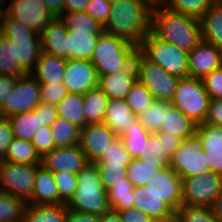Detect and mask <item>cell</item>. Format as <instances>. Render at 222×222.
Instances as JSON below:
<instances>
[{
	"label": "cell",
	"mask_w": 222,
	"mask_h": 222,
	"mask_svg": "<svg viewBox=\"0 0 222 222\" xmlns=\"http://www.w3.org/2000/svg\"><path fill=\"white\" fill-rule=\"evenodd\" d=\"M143 158L146 159V162L157 164L162 169L170 167L171 157L166 153L164 138L158 132L150 133Z\"/></svg>",
	"instance_id": "42"
},
{
	"label": "cell",
	"mask_w": 222,
	"mask_h": 222,
	"mask_svg": "<svg viewBox=\"0 0 222 222\" xmlns=\"http://www.w3.org/2000/svg\"><path fill=\"white\" fill-rule=\"evenodd\" d=\"M126 176L134 187L145 186L162 168L157 164L146 162L145 158L131 159L126 166Z\"/></svg>",
	"instance_id": "34"
},
{
	"label": "cell",
	"mask_w": 222,
	"mask_h": 222,
	"mask_svg": "<svg viewBox=\"0 0 222 222\" xmlns=\"http://www.w3.org/2000/svg\"><path fill=\"white\" fill-rule=\"evenodd\" d=\"M8 3L6 14L39 35L56 18L43 0H10Z\"/></svg>",
	"instance_id": "13"
},
{
	"label": "cell",
	"mask_w": 222,
	"mask_h": 222,
	"mask_svg": "<svg viewBox=\"0 0 222 222\" xmlns=\"http://www.w3.org/2000/svg\"><path fill=\"white\" fill-rule=\"evenodd\" d=\"M59 18L69 32L102 33L103 26L86 12L64 11Z\"/></svg>",
	"instance_id": "36"
},
{
	"label": "cell",
	"mask_w": 222,
	"mask_h": 222,
	"mask_svg": "<svg viewBox=\"0 0 222 222\" xmlns=\"http://www.w3.org/2000/svg\"><path fill=\"white\" fill-rule=\"evenodd\" d=\"M68 32L61 19L56 17L40 34L42 51L67 59Z\"/></svg>",
	"instance_id": "23"
},
{
	"label": "cell",
	"mask_w": 222,
	"mask_h": 222,
	"mask_svg": "<svg viewBox=\"0 0 222 222\" xmlns=\"http://www.w3.org/2000/svg\"><path fill=\"white\" fill-rule=\"evenodd\" d=\"M151 32L188 53L202 40L200 20L161 5L152 7Z\"/></svg>",
	"instance_id": "2"
},
{
	"label": "cell",
	"mask_w": 222,
	"mask_h": 222,
	"mask_svg": "<svg viewBox=\"0 0 222 222\" xmlns=\"http://www.w3.org/2000/svg\"><path fill=\"white\" fill-rule=\"evenodd\" d=\"M152 7L147 0H120L112 5L103 29L139 46L151 31Z\"/></svg>",
	"instance_id": "1"
},
{
	"label": "cell",
	"mask_w": 222,
	"mask_h": 222,
	"mask_svg": "<svg viewBox=\"0 0 222 222\" xmlns=\"http://www.w3.org/2000/svg\"><path fill=\"white\" fill-rule=\"evenodd\" d=\"M89 160L80 145L56 147L42 157V164L52 173L70 172L78 174L89 164Z\"/></svg>",
	"instance_id": "15"
},
{
	"label": "cell",
	"mask_w": 222,
	"mask_h": 222,
	"mask_svg": "<svg viewBox=\"0 0 222 222\" xmlns=\"http://www.w3.org/2000/svg\"><path fill=\"white\" fill-rule=\"evenodd\" d=\"M134 62L137 68V79L154 99L171 102L180 78L169 74L159 65L151 63L139 51L135 55Z\"/></svg>",
	"instance_id": "8"
},
{
	"label": "cell",
	"mask_w": 222,
	"mask_h": 222,
	"mask_svg": "<svg viewBox=\"0 0 222 222\" xmlns=\"http://www.w3.org/2000/svg\"><path fill=\"white\" fill-rule=\"evenodd\" d=\"M175 213L182 206V179L170 168H163L146 185Z\"/></svg>",
	"instance_id": "17"
},
{
	"label": "cell",
	"mask_w": 222,
	"mask_h": 222,
	"mask_svg": "<svg viewBox=\"0 0 222 222\" xmlns=\"http://www.w3.org/2000/svg\"><path fill=\"white\" fill-rule=\"evenodd\" d=\"M3 160L35 166L42 164V157L31 141L18 138L12 140Z\"/></svg>",
	"instance_id": "31"
},
{
	"label": "cell",
	"mask_w": 222,
	"mask_h": 222,
	"mask_svg": "<svg viewBox=\"0 0 222 222\" xmlns=\"http://www.w3.org/2000/svg\"><path fill=\"white\" fill-rule=\"evenodd\" d=\"M26 72L13 59L12 45L2 34L0 35V75L21 77Z\"/></svg>",
	"instance_id": "44"
},
{
	"label": "cell",
	"mask_w": 222,
	"mask_h": 222,
	"mask_svg": "<svg viewBox=\"0 0 222 222\" xmlns=\"http://www.w3.org/2000/svg\"><path fill=\"white\" fill-rule=\"evenodd\" d=\"M138 46L128 40L103 31L91 58L98 76L115 74L127 69L133 62Z\"/></svg>",
	"instance_id": "4"
},
{
	"label": "cell",
	"mask_w": 222,
	"mask_h": 222,
	"mask_svg": "<svg viewBox=\"0 0 222 222\" xmlns=\"http://www.w3.org/2000/svg\"><path fill=\"white\" fill-rule=\"evenodd\" d=\"M152 6L161 5L164 0H147Z\"/></svg>",
	"instance_id": "65"
},
{
	"label": "cell",
	"mask_w": 222,
	"mask_h": 222,
	"mask_svg": "<svg viewBox=\"0 0 222 222\" xmlns=\"http://www.w3.org/2000/svg\"><path fill=\"white\" fill-rule=\"evenodd\" d=\"M202 40L222 51V3L215 0L200 19Z\"/></svg>",
	"instance_id": "26"
},
{
	"label": "cell",
	"mask_w": 222,
	"mask_h": 222,
	"mask_svg": "<svg viewBox=\"0 0 222 222\" xmlns=\"http://www.w3.org/2000/svg\"><path fill=\"white\" fill-rule=\"evenodd\" d=\"M133 208L147 214L156 222H175V212L146 186L134 187Z\"/></svg>",
	"instance_id": "20"
},
{
	"label": "cell",
	"mask_w": 222,
	"mask_h": 222,
	"mask_svg": "<svg viewBox=\"0 0 222 222\" xmlns=\"http://www.w3.org/2000/svg\"><path fill=\"white\" fill-rule=\"evenodd\" d=\"M118 213L122 222H156L147 214L136 208H128Z\"/></svg>",
	"instance_id": "56"
},
{
	"label": "cell",
	"mask_w": 222,
	"mask_h": 222,
	"mask_svg": "<svg viewBox=\"0 0 222 222\" xmlns=\"http://www.w3.org/2000/svg\"><path fill=\"white\" fill-rule=\"evenodd\" d=\"M101 33L68 32L67 59L91 60Z\"/></svg>",
	"instance_id": "28"
},
{
	"label": "cell",
	"mask_w": 222,
	"mask_h": 222,
	"mask_svg": "<svg viewBox=\"0 0 222 222\" xmlns=\"http://www.w3.org/2000/svg\"><path fill=\"white\" fill-rule=\"evenodd\" d=\"M125 101L132 113L138 117L141 113L146 111L155 99L137 79L126 95Z\"/></svg>",
	"instance_id": "43"
},
{
	"label": "cell",
	"mask_w": 222,
	"mask_h": 222,
	"mask_svg": "<svg viewBox=\"0 0 222 222\" xmlns=\"http://www.w3.org/2000/svg\"><path fill=\"white\" fill-rule=\"evenodd\" d=\"M170 168L181 179L210 171L201 139L196 133L181 140L179 148L171 156Z\"/></svg>",
	"instance_id": "9"
},
{
	"label": "cell",
	"mask_w": 222,
	"mask_h": 222,
	"mask_svg": "<svg viewBox=\"0 0 222 222\" xmlns=\"http://www.w3.org/2000/svg\"><path fill=\"white\" fill-rule=\"evenodd\" d=\"M68 93L63 83H40V99L42 103L56 106Z\"/></svg>",
	"instance_id": "49"
},
{
	"label": "cell",
	"mask_w": 222,
	"mask_h": 222,
	"mask_svg": "<svg viewBox=\"0 0 222 222\" xmlns=\"http://www.w3.org/2000/svg\"><path fill=\"white\" fill-rule=\"evenodd\" d=\"M59 193V205L67 204L77 188V174L70 172L53 173Z\"/></svg>",
	"instance_id": "48"
},
{
	"label": "cell",
	"mask_w": 222,
	"mask_h": 222,
	"mask_svg": "<svg viewBox=\"0 0 222 222\" xmlns=\"http://www.w3.org/2000/svg\"><path fill=\"white\" fill-rule=\"evenodd\" d=\"M136 80L137 68L133 62L127 69L118 73L99 76L98 87L109 99H125Z\"/></svg>",
	"instance_id": "21"
},
{
	"label": "cell",
	"mask_w": 222,
	"mask_h": 222,
	"mask_svg": "<svg viewBox=\"0 0 222 222\" xmlns=\"http://www.w3.org/2000/svg\"><path fill=\"white\" fill-rule=\"evenodd\" d=\"M99 76L89 60L67 59L63 85L68 93L85 94L98 86Z\"/></svg>",
	"instance_id": "14"
},
{
	"label": "cell",
	"mask_w": 222,
	"mask_h": 222,
	"mask_svg": "<svg viewBox=\"0 0 222 222\" xmlns=\"http://www.w3.org/2000/svg\"><path fill=\"white\" fill-rule=\"evenodd\" d=\"M131 160L127 152L123 140L117 136L109 145L107 151L95 164H121L128 165Z\"/></svg>",
	"instance_id": "46"
},
{
	"label": "cell",
	"mask_w": 222,
	"mask_h": 222,
	"mask_svg": "<svg viewBox=\"0 0 222 222\" xmlns=\"http://www.w3.org/2000/svg\"><path fill=\"white\" fill-rule=\"evenodd\" d=\"M68 211L66 204L35 205L27 203L24 212L25 222H65Z\"/></svg>",
	"instance_id": "30"
},
{
	"label": "cell",
	"mask_w": 222,
	"mask_h": 222,
	"mask_svg": "<svg viewBox=\"0 0 222 222\" xmlns=\"http://www.w3.org/2000/svg\"><path fill=\"white\" fill-rule=\"evenodd\" d=\"M15 138L31 141L39 128L38 115L32 111L8 117Z\"/></svg>",
	"instance_id": "37"
},
{
	"label": "cell",
	"mask_w": 222,
	"mask_h": 222,
	"mask_svg": "<svg viewBox=\"0 0 222 222\" xmlns=\"http://www.w3.org/2000/svg\"><path fill=\"white\" fill-rule=\"evenodd\" d=\"M149 135L150 133L137 118L133 122V126L120 136L131 159L144 157V148L149 140Z\"/></svg>",
	"instance_id": "32"
},
{
	"label": "cell",
	"mask_w": 222,
	"mask_h": 222,
	"mask_svg": "<svg viewBox=\"0 0 222 222\" xmlns=\"http://www.w3.org/2000/svg\"><path fill=\"white\" fill-rule=\"evenodd\" d=\"M77 188L66 204L68 210L101 216L111 210L98 166L89 163L77 174Z\"/></svg>",
	"instance_id": "3"
},
{
	"label": "cell",
	"mask_w": 222,
	"mask_h": 222,
	"mask_svg": "<svg viewBox=\"0 0 222 222\" xmlns=\"http://www.w3.org/2000/svg\"><path fill=\"white\" fill-rule=\"evenodd\" d=\"M38 115L39 127H51L58 117L56 106L40 102L34 109Z\"/></svg>",
	"instance_id": "53"
},
{
	"label": "cell",
	"mask_w": 222,
	"mask_h": 222,
	"mask_svg": "<svg viewBox=\"0 0 222 222\" xmlns=\"http://www.w3.org/2000/svg\"><path fill=\"white\" fill-rule=\"evenodd\" d=\"M66 61L67 59L42 51L30 73L39 83H63Z\"/></svg>",
	"instance_id": "24"
},
{
	"label": "cell",
	"mask_w": 222,
	"mask_h": 222,
	"mask_svg": "<svg viewBox=\"0 0 222 222\" xmlns=\"http://www.w3.org/2000/svg\"><path fill=\"white\" fill-rule=\"evenodd\" d=\"M117 135L103 123H88L81 128L79 145L90 163H96Z\"/></svg>",
	"instance_id": "16"
},
{
	"label": "cell",
	"mask_w": 222,
	"mask_h": 222,
	"mask_svg": "<svg viewBox=\"0 0 222 222\" xmlns=\"http://www.w3.org/2000/svg\"><path fill=\"white\" fill-rule=\"evenodd\" d=\"M222 67V51L201 40L190 52L188 71L190 77L203 78Z\"/></svg>",
	"instance_id": "18"
},
{
	"label": "cell",
	"mask_w": 222,
	"mask_h": 222,
	"mask_svg": "<svg viewBox=\"0 0 222 222\" xmlns=\"http://www.w3.org/2000/svg\"><path fill=\"white\" fill-rule=\"evenodd\" d=\"M99 169L102 184L106 191L118 182H126V166L121 164H96Z\"/></svg>",
	"instance_id": "47"
},
{
	"label": "cell",
	"mask_w": 222,
	"mask_h": 222,
	"mask_svg": "<svg viewBox=\"0 0 222 222\" xmlns=\"http://www.w3.org/2000/svg\"><path fill=\"white\" fill-rule=\"evenodd\" d=\"M202 82L210 99H222V67L204 76Z\"/></svg>",
	"instance_id": "51"
},
{
	"label": "cell",
	"mask_w": 222,
	"mask_h": 222,
	"mask_svg": "<svg viewBox=\"0 0 222 222\" xmlns=\"http://www.w3.org/2000/svg\"><path fill=\"white\" fill-rule=\"evenodd\" d=\"M111 7L112 5L108 4L105 0H91L85 12L104 26L111 13Z\"/></svg>",
	"instance_id": "52"
},
{
	"label": "cell",
	"mask_w": 222,
	"mask_h": 222,
	"mask_svg": "<svg viewBox=\"0 0 222 222\" xmlns=\"http://www.w3.org/2000/svg\"><path fill=\"white\" fill-rule=\"evenodd\" d=\"M38 166L0 161V191L24 199L31 198Z\"/></svg>",
	"instance_id": "11"
},
{
	"label": "cell",
	"mask_w": 222,
	"mask_h": 222,
	"mask_svg": "<svg viewBox=\"0 0 222 222\" xmlns=\"http://www.w3.org/2000/svg\"><path fill=\"white\" fill-rule=\"evenodd\" d=\"M210 97L202 79L195 77L180 78L171 100V105L182 111L196 125L205 123Z\"/></svg>",
	"instance_id": "7"
},
{
	"label": "cell",
	"mask_w": 222,
	"mask_h": 222,
	"mask_svg": "<svg viewBox=\"0 0 222 222\" xmlns=\"http://www.w3.org/2000/svg\"><path fill=\"white\" fill-rule=\"evenodd\" d=\"M31 143L36 148L41 157H43L46 153L52 151L55 146L53 142L51 127H39L37 132L34 134Z\"/></svg>",
	"instance_id": "50"
},
{
	"label": "cell",
	"mask_w": 222,
	"mask_h": 222,
	"mask_svg": "<svg viewBox=\"0 0 222 222\" xmlns=\"http://www.w3.org/2000/svg\"><path fill=\"white\" fill-rule=\"evenodd\" d=\"M105 1L110 5H114L115 3H117L120 0H105Z\"/></svg>",
	"instance_id": "66"
},
{
	"label": "cell",
	"mask_w": 222,
	"mask_h": 222,
	"mask_svg": "<svg viewBox=\"0 0 222 222\" xmlns=\"http://www.w3.org/2000/svg\"><path fill=\"white\" fill-rule=\"evenodd\" d=\"M43 2L55 17H59L64 12L65 0H43Z\"/></svg>",
	"instance_id": "61"
},
{
	"label": "cell",
	"mask_w": 222,
	"mask_h": 222,
	"mask_svg": "<svg viewBox=\"0 0 222 222\" xmlns=\"http://www.w3.org/2000/svg\"><path fill=\"white\" fill-rule=\"evenodd\" d=\"M108 96L97 86L83 94L85 122L103 123L108 104Z\"/></svg>",
	"instance_id": "29"
},
{
	"label": "cell",
	"mask_w": 222,
	"mask_h": 222,
	"mask_svg": "<svg viewBox=\"0 0 222 222\" xmlns=\"http://www.w3.org/2000/svg\"><path fill=\"white\" fill-rule=\"evenodd\" d=\"M17 77L0 75V109L9 93L13 91Z\"/></svg>",
	"instance_id": "57"
},
{
	"label": "cell",
	"mask_w": 222,
	"mask_h": 222,
	"mask_svg": "<svg viewBox=\"0 0 222 222\" xmlns=\"http://www.w3.org/2000/svg\"><path fill=\"white\" fill-rule=\"evenodd\" d=\"M205 123L222 126V99H210Z\"/></svg>",
	"instance_id": "55"
},
{
	"label": "cell",
	"mask_w": 222,
	"mask_h": 222,
	"mask_svg": "<svg viewBox=\"0 0 222 222\" xmlns=\"http://www.w3.org/2000/svg\"><path fill=\"white\" fill-rule=\"evenodd\" d=\"M6 222H25V221H24V218H23V219H21V220H16V221H6Z\"/></svg>",
	"instance_id": "68"
},
{
	"label": "cell",
	"mask_w": 222,
	"mask_h": 222,
	"mask_svg": "<svg viewBox=\"0 0 222 222\" xmlns=\"http://www.w3.org/2000/svg\"><path fill=\"white\" fill-rule=\"evenodd\" d=\"M3 16H4V13L2 11H0V29L2 27Z\"/></svg>",
	"instance_id": "67"
},
{
	"label": "cell",
	"mask_w": 222,
	"mask_h": 222,
	"mask_svg": "<svg viewBox=\"0 0 222 222\" xmlns=\"http://www.w3.org/2000/svg\"><path fill=\"white\" fill-rule=\"evenodd\" d=\"M211 208L217 221L222 222V191Z\"/></svg>",
	"instance_id": "62"
},
{
	"label": "cell",
	"mask_w": 222,
	"mask_h": 222,
	"mask_svg": "<svg viewBox=\"0 0 222 222\" xmlns=\"http://www.w3.org/2000/svg\"><path fill=\"white\" fill-rule=\"evenodd\" d=\"M175 222H218L212 208L182 205L175 213Z\"/></svg>",
	"instance_id": "45"
},
{
	"label": "cell",
	"mask_w": 222,
	"mask_h": 222,
	"mask_svg": "<svg viewBox=\"0 0 222 222\" xmlns=\"http://www.w3.org/2000/svg\"><path fill=\"white\" fill-rule=\"evenodd\" d=\"M158 134L164 138L166 153L171 157L173 153L179 148L182 139L165 132H158Z\"/></svg>",
	"instance_id": "59"
},
{
	"label": "cell",
	"mask_w": 222,
	"mask_h": 222,
	"mask_svg": "<svg viewBox=\"0 0 222 222\" xmlns=\"http://www.w3.org/2000/svg\"><path fill=\"white\" fill-rule=\"evenodd\" d=\"M170 106L169 101L155 100L137 118L149 133H157L163 125L164 113Z\"/></svg>",
	"instance_id": "40"
},
{
	"label": "cell",
	"mask_w": 222,
	"mask_h": 222,
	"mask_svg": "<svg viewBox=\"0 0 222 222\" xmlns=\"http://www.w3.org/2000/svg\"><path fill=\"white\" fill-rule=\"evenodd\" d=\"M27 203L35 205H59V193L54 175L43 165H39L36 169L33 193Z\"/></svg>",
	"instance_id": "22"
},
{
	"label": "cell",
	"mask_w": 222,
	"mask_h": 222,
	"mask_svg": "<svg viewBox=\"0 0 222 222\" xmlns=\"http://www.w3.org/2000/svg\"><path fill=\"white\" fill-rule=\"evenodd\" d=\"M51 131L55 148L79 144L81 127L75 123L58 116L51 125Z\"/></svg>",
	"instance_id": "35"
},
{
	"label": "cell",
	"mask_w": 222,
	"mask_h": 222,
	"mask_svg": "<svg viewBox=\"0 0 222 222\" xmlns=\"http://www.w3.org/2000/svg\"><path fill=\"white\" fill-rule=\"evenodd\" d=\"M1 34L12 45L13 59L26 73H30L42 52L40 35L11 19L6 13L3 16Z\"/></svg>",
	"instance_id": "5"
},
{
	"label": "cell",
	"mask_w": 222,
	"mask_h": 222,
	"mask_svg": "<svg viewBox=\"0 0 222 222\" xmlns=\"http://www.w3.org/2000/svg\"><path fill=\"white\" fill-rule=\"evenodd\" d=\"M91 0H65L64 11L85 12L86 7Z\"/></svg>",
	"instance_id": "60"
},
{
	"label": "cell",
	"mask_w": 222,
	"mask_h": 222,
	"mask_svg": "<svg viewBox=\"0 0 222 222\" xmlns=\"http://www.w3.org/2000/svg\"><path fill=\"white\" fill-rule=\"evenodd\" d=\"M40 102V83L31 73H26L17 78L13 91L0 109V116L8 118L17 113L32 111Z\"/></svg>",
	"instance_id": "12"
},
{
	"label": "cell",
	"mask_w": 222,
	"mask_h": 222,
	"mask_svg": "<svg viewBox=\"0 0 222 222\" xmlns=\"http://www.w3.org/2000/svg\"><path fill=\"white\" fill-rule=\"evenodd\" d=\"M57 114L79 127L87 125L85 122L83 95L67 93L66 96L56 105Z\"/></svg>",
	"instance_id": "33"
},
{
	"label": "cell",
	"mask_w": 222,
	"mask_h": 222,
	"mask_svg": "<svg viewBox=\"0 0 222 222\" xmlns=\"http://www.w3.org/2000/svg\"><path fill=\"white\" fill-rule=\"evenodd\" d=\"M222 191V176L212 171L182 179V205L211 208Z\"/></svg>",
	"instance_id": "10"
},
{
	"label": "cell",
	"mask_w": 222,
	"mask_h": 222,
	"mask_svg": "<svg viewBox=\"0 0 222 222\" xmlns=\"http://www.w3.org/2000/svg\"><path fill=\"white\" fill-rule=\"evenodd\" d=\"M7 1L9 2V0H0V11H2L4 14L6 13L8 7H6Z\"/></svg>",
	"instance_id": "64"
},
{
	"label": "cell",
	"mask_w": 222,
	"mask_h": 222,
	"mask_svg": "<svg viewBox=\"0 0 222 222\" xmlns=\"http://www.w3.org/2000/svg\"><path fill=\"white\" fill-rule=\"evenodd\" d=\"M197 125L182 111L170 106L164 113L163 125L158 132H165L181 139H186L196 133Z\"/></svg>",
	"instance_id": "27"
},
{
	"label": "cell",
	"mask_w": 222,
	"mask_h": 222,
	"mask_svg": "<svg viewBox=\"0 0 222 222\" xmlns=\"http://www.w3.org/2000/svg\"><path fill=\"white\" fill-rule=\"evenodd\" d=\"M137 119L125 99H109L103 122L117 135L121 136L133 126Z\"/></svg>",
	"instance_id": "25"
},
{
	"label": "cell",
	"mask_w": 222,
	"mask_h": 222,
	"mask_svg": "<svg viewBox=\"0 0 222 222\" xmlns=\"http://www.w3.org/2000/svg\"><path fill=\"white\" fill-rule=\"evenodd\" d=\"M100 222H122L119 213L110 210L100 216Z\"/></svg>",
	"instance_id": "63"
},
{
	"label": "cell",
	"mask_w": 222,
	"mask_h": 222,
	"mask_svg": "<svg viewBox=\"0 0 222 222\" xmlns=\"http://www.w3.org/2000/svg\"><path fill=\"white\" fill-rule=\"evenodd\" d=\"M65 222H100V216L68 210Z\"/></svg>",
	"instance_id": "58"
},
{
	"label": "cell",
	"mask_w": 222,
	"mask_h": 222,
	"mask_svg": "<svg viewBox=\"0 0 222 222\" xmlns=\"http://www.w3.org/2000/svg\"><path fill=\"white\" fill-rule=\"evenodd\" d=\"M196 134L201 139L210 171L222 176V126L198 124Z\"/></svg>",
	"instance_id": "19"
},
{
	"label": "cell",
	"mask_w": 222,
	"mask_h": 222,
	"mask_svg": "<svg viewBox=\"0 0 222 222\" xmlns=\"http://www.w3.org/2000/svg\"><path fill=\"white\" fill-rule=\"evenodd\" d=\"M215 0H164V8L200 20Z\"/></svg>",
	"instance_id": "38"
},
{
	"label": "cell",
	"mask_w": 222,
	"mask_h": 222,
	"mask_svg": "<svg viewBox=\"0 0 222 222\" xmlns=\"http://www.w3.org/2000/svg\"><path fill=\"white\" fill-rule=\"evenodd\" d=\"M26 206L24 199L0 191V222L23 219Z\"/></svg>",
	"instance_id": "41"
},
{
	"label": "cell",
	"mask_w": 222,
	"mask_h": 222,
	"mask_svg": "<svg viewBox=\"0 0 222 222\" xmlns=\"http://www.w3.org/2000/svg\"><path fill=\"white\" fill-rule=\"evenodd\" d=\"M111 210L121 212L128 208H133L134 186L127 180L118 182L107 191Z\"/></svg>",
	"instance_id": "39"
},
{
	"label": "cell",
	"mask_w": 222,
	"mask_h": 222,
	"mask_svg": "<svg viewBox=\"0 0 222 222\" xmlns=\"http://www.w3.org/2000/svg\"><path fill=\"white\" fill-rule=\"evenodd\" d=\"M138 51L169 74L179 78L189 76V53L159 39L151 31L138 46Z\"/></svg>",
	"instance_id": "6"
},
{
	"label": "cell",
	"mask_w": 222,
	"mask_h": 222,
	"mask_svg": "<svg viewBox=\"0 0 222 222\" xmlns=\"http://www.w3.org/2000/svg\"><path fill=\"white\" fill-rule=\"evenodd\" d=\"M14 138L9 119L0 116V161L4 159L8 147Z\"/></svg>",
	"instance_id": "54"
}]
</instances>
